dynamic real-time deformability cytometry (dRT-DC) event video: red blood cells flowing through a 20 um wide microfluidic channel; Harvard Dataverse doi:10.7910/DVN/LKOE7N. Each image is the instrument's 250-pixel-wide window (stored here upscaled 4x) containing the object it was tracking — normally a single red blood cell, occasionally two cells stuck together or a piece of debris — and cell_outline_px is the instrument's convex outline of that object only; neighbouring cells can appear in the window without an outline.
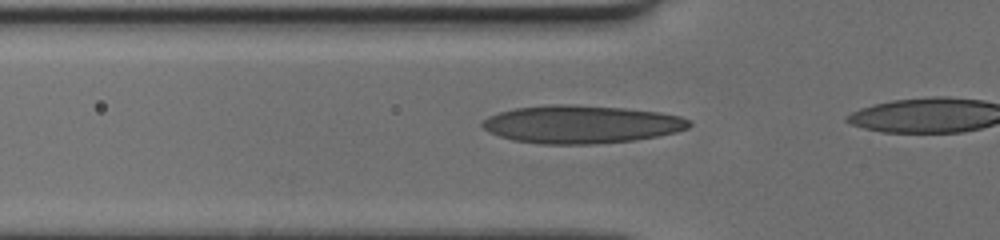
{"species": "human", "species_latin": "Homo sapiens", "temperature_condition": "cold", "stored_images_in_passage": 19, "camera_frame_rate_fps": 3000, "um_per_image_px": 0.085, "donor": {"sex": "female"}, "frame": {"image": 1, "passage_image": 16, "time_ms": 5.0, "image_size_px": [1000, 240], "cell_outline_px": [[692, 124], [688, 128], [676, 132], [656, 136], [632, 140], [592, 144], [540, 144], [512, 140], [488, 132], [480, 124], [488, 116], [500, 112], [516, 108], [548, 104], [572, 104], [624, 108], [660, 112], [680, 116], [688, 120]], "centroid_in_image_um": [49.38, 10.56], "position_along_channel_um": 76.4, "area_um2": 45.72}}